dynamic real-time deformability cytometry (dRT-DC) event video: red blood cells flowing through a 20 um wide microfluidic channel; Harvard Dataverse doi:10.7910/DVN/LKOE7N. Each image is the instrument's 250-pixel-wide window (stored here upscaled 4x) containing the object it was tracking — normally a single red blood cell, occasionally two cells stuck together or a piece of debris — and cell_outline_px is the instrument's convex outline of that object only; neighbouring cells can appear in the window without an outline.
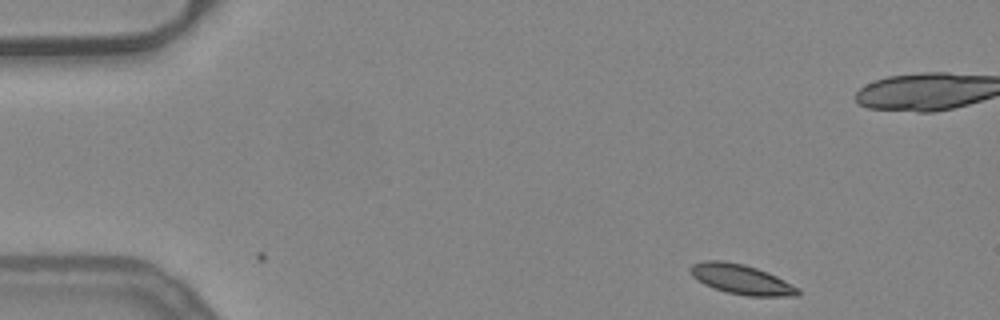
{"species": "common noctule bat (a hibernating species)", "species_latin": "Nyctalus noctula", "temperature_condition": "warm", "stored_images_in_passage": 2, "camera_frame_rate_fps": 3000, "um_per_image_px": 0.085, "animal": {"sex": "female", "body_mass_g": 24.6, "forearm_length_mm": 56.2}, "frame": {"image": 1, "passage_image": 2, "time_ms": 0.333, "image_size_px": [1000, 320], "cell_outline_px": [[800, 292], [796, 296], [748, 296], [728, 292], [712, 288], [696, 280], [692, 276], [688, 268], [692, 264], [704, 260], [724, 260], [744, 264], [768, 272], [800, 288]], "centroid_in_image_um": [62.98, 23.73], "position_along_channel_um": 22.0, "area_um2": 18.84}}